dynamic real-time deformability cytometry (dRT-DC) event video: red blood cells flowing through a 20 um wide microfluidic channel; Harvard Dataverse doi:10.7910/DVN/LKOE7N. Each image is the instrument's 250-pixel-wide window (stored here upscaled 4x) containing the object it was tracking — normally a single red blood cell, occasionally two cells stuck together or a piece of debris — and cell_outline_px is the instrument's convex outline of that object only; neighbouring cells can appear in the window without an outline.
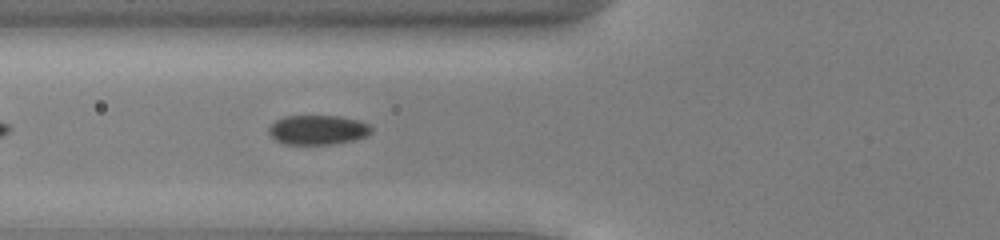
{"species": "common noctule bat (a hibernating species)", "species_latin": "Nyctalus noctula", "temperature_condition": "cold", "stored_images_in_passage": 35, "camera_frame_rate_fps": 3000, "um_per_image_px": 0.085, "animal": {"sex": "male", "body_mass_g": 13.0, "forearm_length_mm": 53.1}, "frame": {"image": 1, "passage_image": 3, "time_ms": 0.667, "image_size_px": [1000, 240], "cell_outline_px": [[372, 132], [368, 136], [352, 140], [332, 144], [284, 144], [276, 140], [268, 132], [268, 128], [276, 120], [284, 116], [340, 116], [360, 120], [368, 124], [372, 128]], "centroid_in_image_um": [27.03, 11.03], "position_along_channel_um": 98.8, "area_um2": 17.69}}
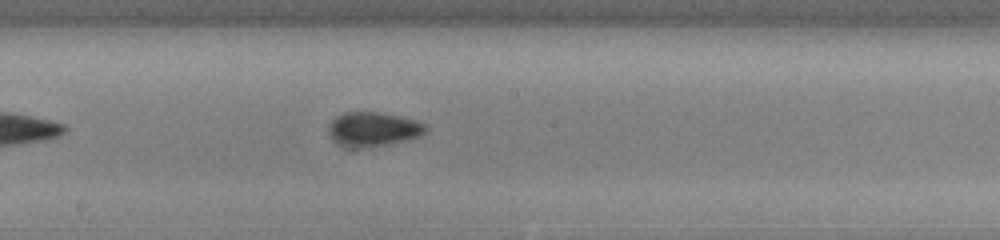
{"frame": {"image": 2, "passage_image": 12, "time_ms": 3.667, "image_size_px": [1000, 240], "cell_outline_px": [[428, 128], [420, 136], [388, 144], [360, 148], [348, 148], [332, 140], [328, 132], [328, 124], [336, 116], [344, 112], [376, 112], [416, 120], [428, 124]], "centroid_in_image_um": [31.69, 10.98], "position_along_channel_um": 216.5, "area_um2": 19.42}}
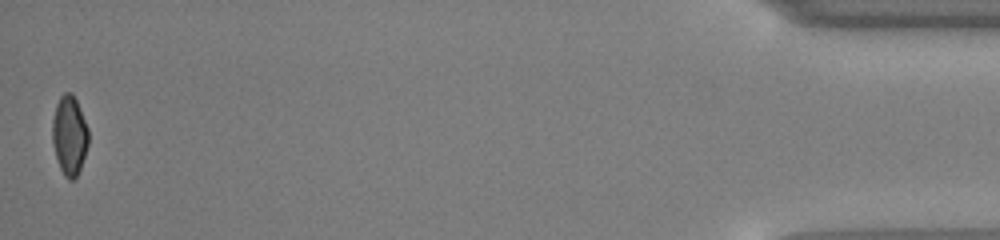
{"frame": {"image": 3, "passage_image": 35, "time_ms": 11.333, "image_size_px": [1000, 240], "cell_outline_px": [[88, 144], [80, 168], [76, 176], [72, 180], [68, 180], [64, 176], [60, 168], [52, 144], [52, 120], [56, 104], [60, 96], [64, 92], [72, 92], [76, 100], [88, 128]], "centroid_in_image_um": [5.88, 11.49], "position_along_channel_um": 429.3, "area_um2": 16.65}, "authors_computed_cell_mechanics": {"area_um2": 17.8024, "velocity_mm_per_s": 3.9147, "shape_relaxation_time_tau1_ms": 2.7556, "shape_relaxation_time_tau2_ms": 5.0002, "deformation_change_tau1": 0.0781, "deformation_change_tau2": 0.0527}}